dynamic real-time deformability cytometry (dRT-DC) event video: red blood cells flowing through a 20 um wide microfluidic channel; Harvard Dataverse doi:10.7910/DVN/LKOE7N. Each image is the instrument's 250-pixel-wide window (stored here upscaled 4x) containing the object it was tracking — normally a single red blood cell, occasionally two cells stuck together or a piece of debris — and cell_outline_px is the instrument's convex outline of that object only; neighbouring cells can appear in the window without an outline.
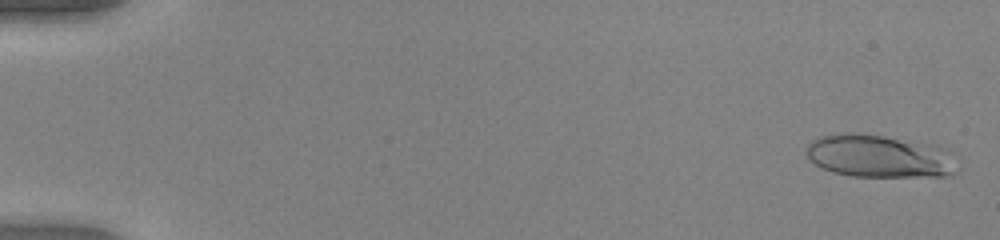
{"species": "human", "species_latin": "Homo sapiens", "temperature_condition": "warm", "stored_images_in_passage": 52, "camera_frame_rate_fps": 3000, "um_per_image_px": 0.085, "donor": {"sex": "female"}, "frame": {"image": 1, "passage_image": 2, "time_ms": 0.333, "image_size_px": [1000, 240], "cell_outline_px": [[960, 168], [956, 172], [948, 176], [852, 176], [832, 172], [820, 168], [808, 160], [804, 152], [808, 144], [812, 140], [820, 136], [840, 132], [856, 132], [884, 136], [936, 144], [948, 148], [960, 156]], "centroid_in_image_um": [74.84, 13.26], "position_along_channel_um": 10.2, "area_um2": 39.13}}
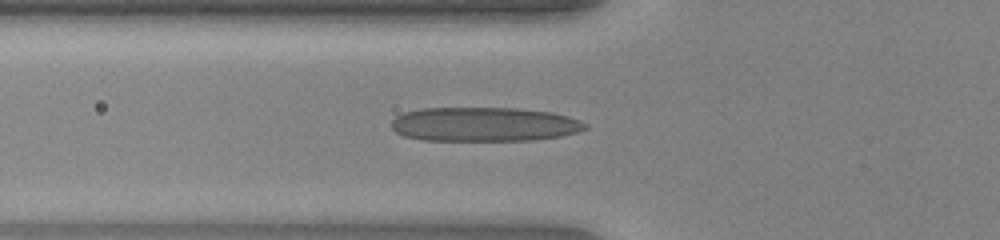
{"frame": {"image": 2, "passage_image": 20, "time_ms": 6.333, "image_size_px": [1000, 240], "cell_outline_px": [[588, 128], [580, 132], [560, 136], [532, 140], [420, 140], [404, 136], [396, 132], [392, 128], [392, 120], [396, 116], [404, 112], [420, 108], [516, 108], [552, 112], [568, 116], [580, 120], [588, 124]], "centroid_in_image_um": [41.17, 10.56], "position_along_channel_um": 84.6, "area_um2": 38.84}}
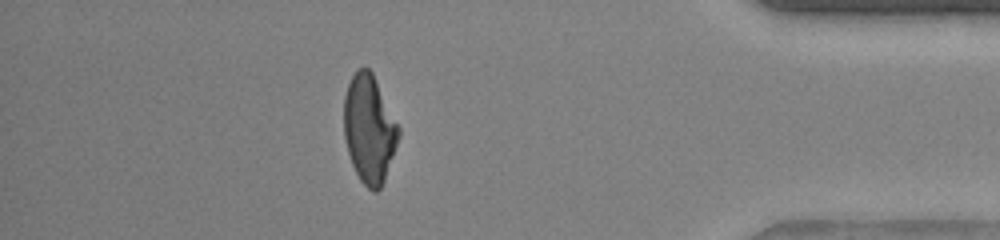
{"frame": {"image": 3, "passage_image": 46, "time_ms": 15.0, "image_size_px": [1000, 240], "cell_outline_px": [[400, 136], [384, 180], [380, 188], [376, 192], [372, 192], [360, 180], [352, 164], [348, 152], [344, 136], [344, 96], [348, 84], [356, 68], [368, 68], [372, 72], [400, 128]], "centroid_in_image_um": [31.38, 10.96], "position_along_channel_um": 403.8, "area_um2": 34.28}, "authors_computed_cell_mechanics": {"area_um2": 35.4025, "velocity_mm_per_s": 4.0806, "shape_relaxation_time_tau1_ms": 6.283, "shape_relaxation_time_tau2_ms": 1.0429, "deformation_change_tau1": 0.2803, "deformation_change_tau2": 0.1115}}